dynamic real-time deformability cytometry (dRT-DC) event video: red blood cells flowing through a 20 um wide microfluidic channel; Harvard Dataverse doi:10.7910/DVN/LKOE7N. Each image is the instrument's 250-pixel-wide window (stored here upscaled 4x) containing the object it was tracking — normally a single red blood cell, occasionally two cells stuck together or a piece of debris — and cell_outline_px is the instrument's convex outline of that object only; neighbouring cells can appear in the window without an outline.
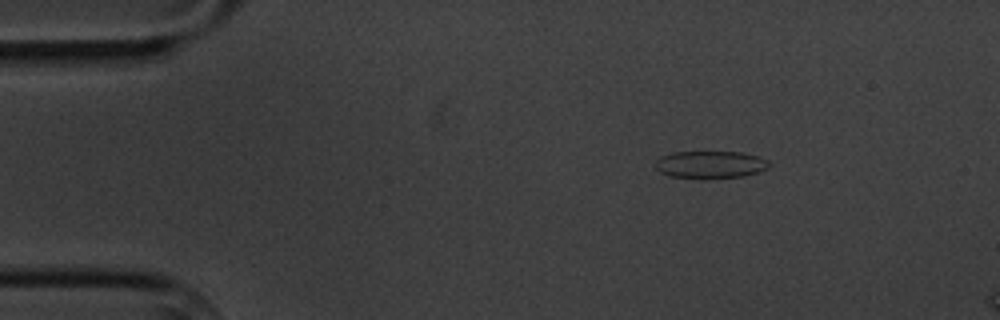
{"species": "common noctule bat (a hibernating species)", "species_latin": "Nyctalus noctula", "temperature_condition": "cold", "stored_images_in_passage": 3, "camera_frame_rate_fps": 3000, "um_per_image_px": 0.085, "animal": {"sex": "male", "body_mass_g": 20.1, "forearm_length_mm": 53.5}, "frame": {"image": 1, "passage_image": 1, "time_ms": 0.0, "image_size_px": [1000, 320], "cell_outline_px": [[768, 168], [760, 172], [744, 176], [704, 180], [672, 176], [660, 172], [656, 168], [656, 160], [660, 156], [672, 152], [740, 152], [756, 156], [768, 160]], "centroid_in_image_um": [60.37, 14.01], "position_along_channel_um": 24.6, "area_um2": 18.44}}